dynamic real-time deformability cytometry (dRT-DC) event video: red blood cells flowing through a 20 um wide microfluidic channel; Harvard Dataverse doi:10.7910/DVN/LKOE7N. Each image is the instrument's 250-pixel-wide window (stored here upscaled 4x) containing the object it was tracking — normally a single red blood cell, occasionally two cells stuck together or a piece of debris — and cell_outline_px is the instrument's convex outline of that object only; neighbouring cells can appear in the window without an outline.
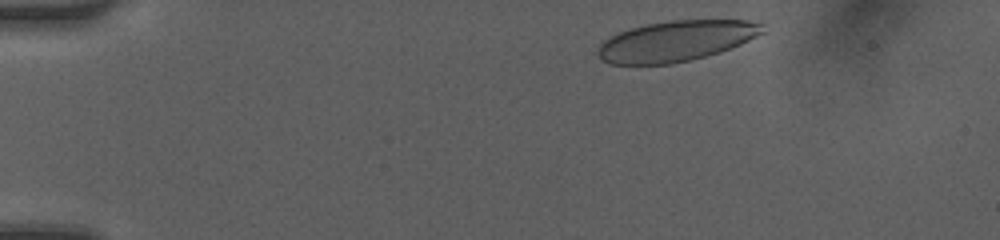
{"species": "human", "species_latin": "Homo sapiens", "temperature_condition": "room temperature", "stored_images_in_passage": 37, "camera_frame_rate_fps": 3000, "um_per_image_px": 0.085, "donor": {"sex": "female"}, "frame": {"image": 1, "passage_image": 2, "time_ms": 0.333, "image_size_px": [1000, 240], "cell_outline_px": [[764, 32], [740, 44], [720, 52], [672, 64], [608, 64], [600, 60], [596, 52], [600, 44], [608, 36], [628, 28], [644, 24], [672, 20], [748, 20], [764, 24]], "centroid_in_image_um": [57.41, 3.48], "position_along_channel_um": 27.6, "area_um2": 39.13}}
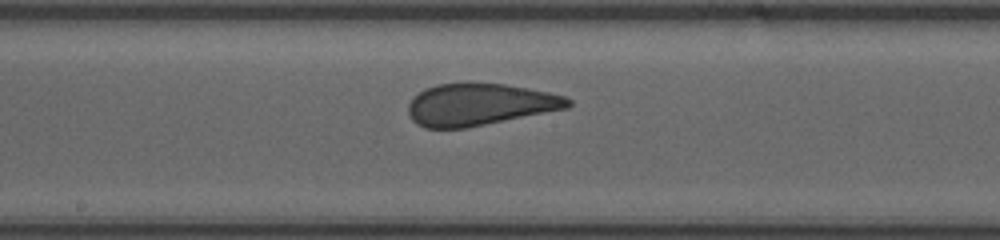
{"frame": {"image": 2, "passage_image": 21, "time_ms": 6.667, "image_size_px": [1000, 240], "cell_outline_px": [[572, 104], [568, 108], [464, 128], [424, 128], [416, 124], [412, 120], [408, 112], [408, 104], [412, 96], [424, 88], [436, 84], [464, 80], [468, 80], [504, 84], [548, 92], [564, 96], [572, 100]], "centroid_in_image_um": [40.7, 8.84], "position_along_channel_um": 207.5, "area_um2": 39.82}}
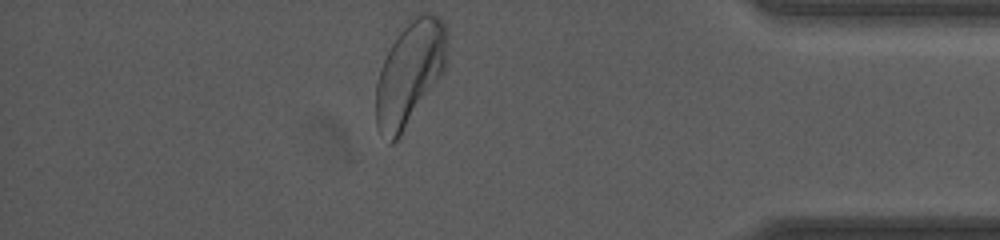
{"frame": {"image": 3, "passage_image": 37, "time_ms": 12.0, "image_size_px": [1000, 240], "cell_outline_px": [[448, 36], [444, 72], [400, 140], [392, 144], [388, 144], [376, 124], [376, 84], [380, 68], [392, 44], [400, 32], [420, 12], [432, 12], [440, 16], [448, 28]], "centroid_in_image_um": [34.86, 6.27], "position_along_channel_um": 400.3, "area_um2": 43.7}, "authors_computed_cell_mechanics": {"area_um2": 40.46, "velocity_mm_per_s": 4.1744, "shape_relaxation_time_tau1_ms": 4.7328, "shape_relaxation_time_tau2_ms": null, "deformation_change_tau1": 0.1647, "deformation_change_tau2": null}}